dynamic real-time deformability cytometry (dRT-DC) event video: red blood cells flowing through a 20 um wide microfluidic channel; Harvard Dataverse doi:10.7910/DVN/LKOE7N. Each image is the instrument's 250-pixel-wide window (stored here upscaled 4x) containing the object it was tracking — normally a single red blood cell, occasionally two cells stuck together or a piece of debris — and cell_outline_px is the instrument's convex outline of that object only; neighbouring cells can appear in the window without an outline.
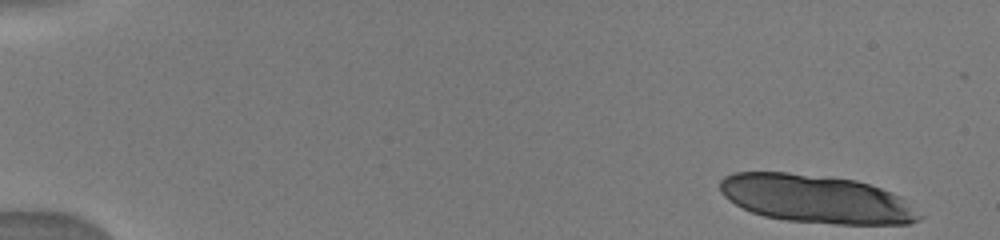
{"species": "human", "species_latin": "Homo sapiens", "temperature_condition": "warm", "stored_images_in_passage": 7, "camera_frame_rate_fps": 3000, "um_per_image_px": 0.085, "donor": {"sex": "male"}, "frame": {"image": 1, "passage_image": 1, "time_ms": 0.0, "image_size_px": [1000, 240], "cell_outline_px": [[924, 216], [920, 220], [908, 224], [836, 224], [784, 220], [764, 216], [752, 212], [728, 200], [720, 192], [720, 180], [724, 176], [732, 172], [788, 172], [856, 180], [892, 192], [900, 196]], "centroid_in_image_um": [69.38, 16.91], "position_along_channel_um": 15.6, "area_um2": 56.01}}
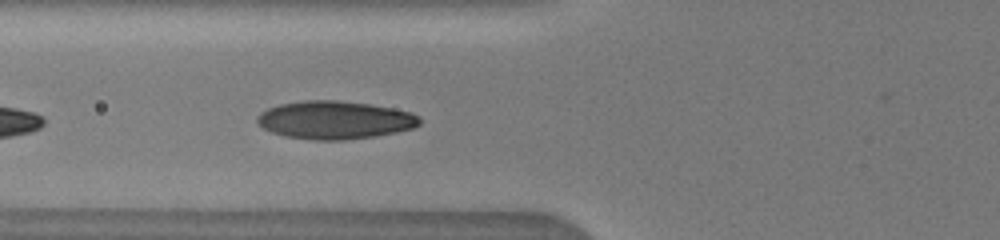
{"frame": {"image": 2, "passage_image": 7, "time_ms": 6.0, "image_size_px": [1000, 240], "cell_outline_px": [[420, 124], [412, 128], [396, 132], [376, 136], [344, 140], [312, 140], [284, 136], [272, 132], [256, 124], [256, 116], [260, 112], [268, 108], [280, 104], [304, 100], [336, 100], [368, 104], [392, 108], [412, 112], [420, 116]], "centroid_in_image_um": [28.43, 10.2], "position_along_channel_um": 97.4, "area_um2": 36.18}}